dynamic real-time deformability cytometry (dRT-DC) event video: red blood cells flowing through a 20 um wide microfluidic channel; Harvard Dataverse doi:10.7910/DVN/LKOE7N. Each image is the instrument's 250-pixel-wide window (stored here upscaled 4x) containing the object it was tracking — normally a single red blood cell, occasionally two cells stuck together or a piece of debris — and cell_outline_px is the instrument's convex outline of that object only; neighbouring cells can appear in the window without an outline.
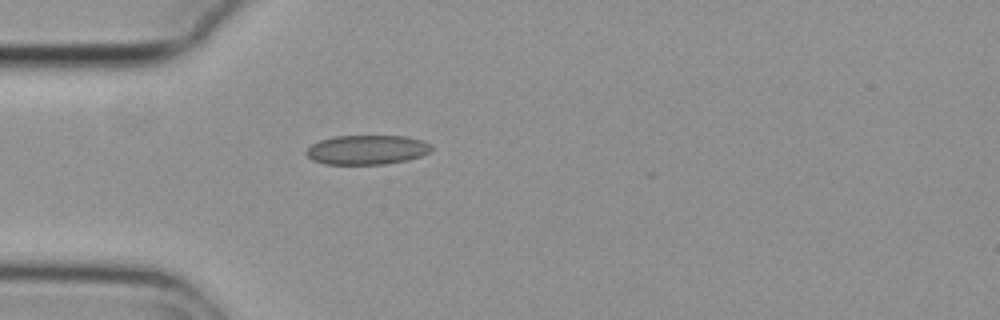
{"species": "common noctule bat (a hibernating species)", "species_latin": "Nyctalus noctula", "temperature_condition": "cold", "stored_images_in_passage": 33, "camera_frame_rate_fps": 3000, "um_per_image_px": 0.085, "animal": {"sex": "female", "body_mass_g": 29.2, "forearm_length_mm": 56.3}, "frame": {"image": 1, "passage_image": 1, "time_ms": 0.0, "image_size_px": [1000, 320], "cell_outline_px": [[432, 148], [428, 152], [420, 156], [408, 160], [384, 164], [324, 164], [312, 160], [304, 152], [312, 144], [320, 140], [336, 136], [408, 136], [424, 140], [432, 144]], "centroid_in_image_um": [31.21, 12.73], "position_along_channel_um": 53.8, "area_um2": 21.56}}
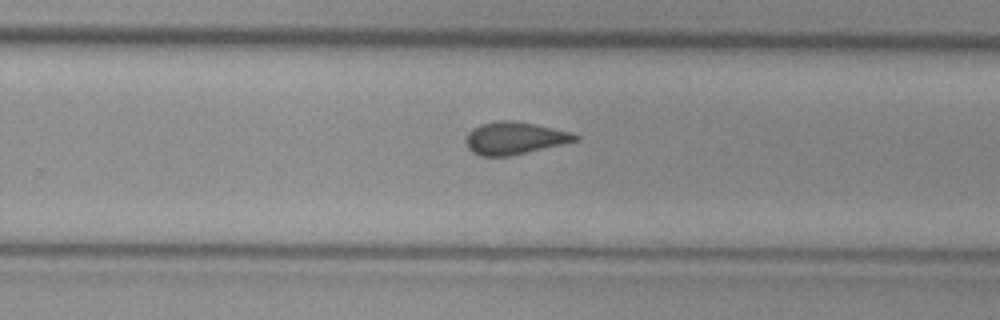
{"frame": {"image": 2, "passage_image": 20, "time_ms": 6.333, "image_size_px": [1000, 320], "cell_outline_px": [[580, 140], [512, 156], [480, 156], [472, 152], [468, 148], [468, 132], [472, 128], [480, 124], [496, 120], [512, 120], [536, 124], [572, 132], [580, 136]], "centroid_in_image_um": [43.78, 11.74], "position_along_channel_um": 286.0, "area_um2": 20.81}}
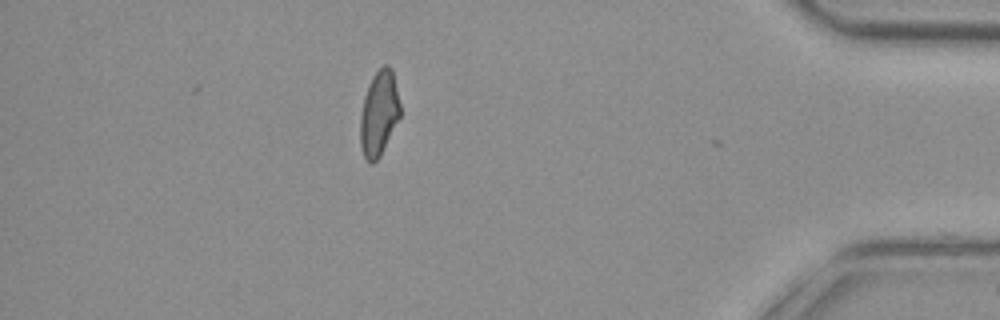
{"frame": {"image": 3, "passage_image": 33, "time_ms": 10.667, "image_size_px": [1000, 320], "cell_outline_px": [[400, 116], [380, 156], [372, 164], [364, 156], [360, 144], [360, 116], [364, 96], [368, 84], [372, 76], [384, 64], [388, 64], [392, 68], [400, 104]], "centroid_in_image_um": [32.21, 9.6], "position_along_channel_um": 403.0, "area_um2": 19.71}, "authors_computed_cell_mechanics": {"area_um2": 20.8658, "velocity_mm_per_s": 3.7768, "shape_relaxation_time_tau1_ms": null, "shape_relaxation_time_tau2_ms": 1.5135, "deformation_change_tau1": null, "deformation_change_tau2": 0.0827}}